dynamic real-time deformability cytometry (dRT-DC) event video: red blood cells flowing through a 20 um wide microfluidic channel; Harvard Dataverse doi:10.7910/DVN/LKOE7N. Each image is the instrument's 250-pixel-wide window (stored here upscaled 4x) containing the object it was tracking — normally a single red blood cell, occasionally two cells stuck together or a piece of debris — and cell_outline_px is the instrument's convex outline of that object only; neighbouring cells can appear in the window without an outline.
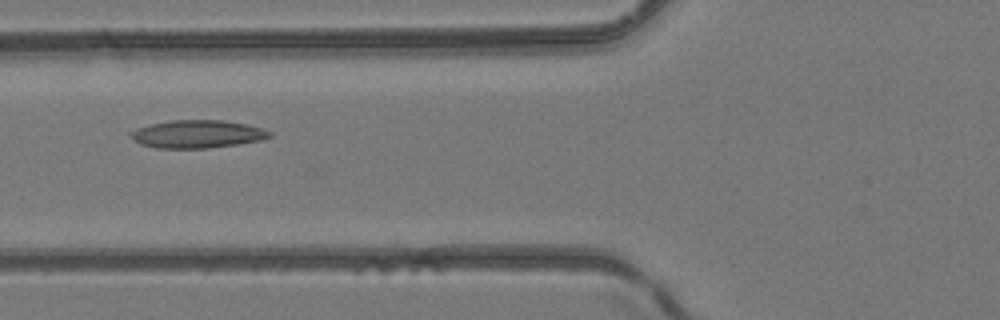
{"species": "common noctule bat (a hibernating species)", "species_latin": "Nyctalus noctula", "temperature_condition": "room temperature", "stored_images_in_passage": 6, "camera_frame_rate_fps": 3000, "um_per_image_px": 0.085, "animal": {"sex": "female", "body_mass_g": 24.6, "forearm_length_mm": 56.2}, "frame": {"image": 1, "passage_image": 6, "time_ms": 6.0, "image_size_px": [1000, 320], "cell_outline_px": [[272, 136], [264, 140], [208, 148], [156, 148], [140, 144], [128, 136], [128, 132], [136, 128], [152, 124], [172, 120], [224, 120], [244, 124], [260, 128], [272, 132]], "centroid_in_image_um": [16.74, 11.4], "position_along_channel_um": 109.1, "area_um2": 22.6}}